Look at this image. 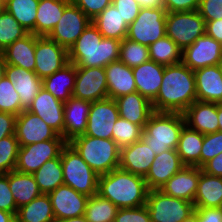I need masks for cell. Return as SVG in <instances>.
I'll list each match as a JSON object with an SVG mask.
<instances>
[{
    "instance_id": "1",
    "label": "cell",
    "mask_w": 222,
    "mask_h": 222,
    "mask_svg": "<svg viewBox=\"0 0 222 222\" xmlns=\"http://www.w3.org/2000/svg\"><path fill=\"white\" fill-rule=\"evenodd\" d=\"M196 100L194 71L182 62L165 66L162 85L151 102L153 111L183 114Z\"/></svg>"
},
{
    "instance_id": "2",
    "label": "cell",
    "mask_w": 222,
    "mask_h": 222,
    "mask_svg": "<svg viewBox=\"0 0 222 222\" xmlns=\"http://www.w3.org/2000/svg\"><path fill=\"white\" fill-rule=\"evenodd\" d=\"M121 41L105 38L91 22L68 50V59L76 67H106L119 61Z\"/></svg>"
},
{
    "instance_id": "3",
    "label": "cell",
    "mask_w": 222,
    "mask_h": 222,
    "mask_svg": "<svg viewBox=\"0 0 222 222\" xmlns=\"http://www.w3.org/2000/svg\"><path fill=\"white\" fill-rule=\"evenodd\" d=\"M148 191L144 177L120 168L99 175L97 194L110 200L118 208L145 205Z\"/></svg>"
},
{
    "instance_id": "4",
    "label": "cell",
    "mask_w": 222,
    "mask_h": 222,
    "mask_svg": "<svg viewBox=\"0 0 222 222\" xmlns=\"http://www.w3.org/2000/svg\"><path fill=\"white\" fill-rule=\"evenodd\" d=\"M186 125L181 113L153 112L144 126L142 139L156 155L177 149L180 133Z\"/></svg>"
},
{
    "instance_id": "5",
    "label": "cell",
    "mask_w": 222,
    "mask_h": 222,
    "mask_svg": "<svg viewBox=\"0 0 222 222\" xmlns=\"http://www.w3.org/2000/svg\"><path fill=\"white\" fill-rule=\"evenodd\" d=\"M68 143L98 175L119 168L120 148L113 139L95 138L83 134Z\"/></svg>"
},
{
    "instance_id": "6",
    "label": "cell",
    "mask_w": 222,
    "mask_h": 222,
    "mask_svg": "<svg viewBox=\"0 0 222 222\" xmlns=\"http://www.w3.org/2000/svg\"><path fill=\"white\" fill-rule=\"evenodd\" d=\"M60 156L64 184L88 197L97 194L99 175L69 143L62 148Z\"/></svg>"
},
{
    "instance_id": "7",
    "label": "cell",
    "mask_w": 222,
    "mask_h": 222,
    "mask_svg": "<svg viewBox=\"0 0 222 222\" xmlns=\"http://www.w3.org/2000/svg\"><path fill=\"white\" fill-rule=\"evenodd\" d=\"M167 11L163 6L141 7L138 16L128 26V39L149 46L166 36Z\"/></svg>"
},
{
    "instance_id": "8",
    "label": "cell",
    "mask_w": 222,
    "mask_h": 222,
    "mask_svg": "<svg viewBox=\"0 0 222 222\" xmlns=\"http://www.w3.org/2000/svg\"><path fill=\"white\" fill-rule=\"evenodd\" d=\"M206 22L197 10L186 12H167L166 35L181 51L192 45L205 34Z\"/></svg>"
},
{
    "instance_id": "9",
    "label": "cell",
    "mask_w": 222,
    "mask_h": 222,
    "mask_svg": "<svg viewBox=\"0 0 222 222\" xmlns=\"http://www.w3.org/2000/svg\"><path fill=\"white\" fill-rule=\"evenodd\" d=\"M145 205L151 222H181L195 211L194 203L166 195L161 190H149Z\"/></svg>"
},
{
    "instance_id": "10",
    "label": "cell",
    "mask_w": 222,
    "mask_h": 222,
    "mask_svg": "<svg viewBox=\"0 0 222 222\" xmlns=\"http://www.w3.org/2000/svg\"><path fill=\"white\" fill-rule=\"evenodd\" d=\"M66 144L64 139H50L20 146L15 170L33 174L46 161L57 158Z\"/></svg>"
},
{
    "instance_id": "11",
    "label": "cell",
    "mask_w": 222,
    "mask_h": 222,
    "mask_svg": "<svg viewBox=\"0 0 222 222\" xmlns=\"http://www.w3.org/2000/svg\"><path fill=\"white\" fill-rule=\"evenodd\" d=\"M91 22L80 8L70 2L58 24L47 37L69 50Z\"/></svg>"
},
{
    "instance_id": "12",
    "label": "cell",
    "mask_w": 222,
    "mask_h": 222,
    "mask_svg": "<svg viewBox=\"0 0 222 222\" xmlns=\"http://www.w3.org/2000/svg\"><path fill=\"white\" fill-rule=\"evenodd\" d=\"M181 62L193 71L222 64V44L205 33L182 50Z\"/></svg>"
},
{
    "instance_id": "13",
    "label": "cell",
    "mask_w": 222,
    "mask_h": 222,
    "mask_svg": "<svg viewBox=\"0 0 222 222\" xmlns=\"http://www.w3.org/2000/svg\"><path fill=\"white\" fill-rule=\"evenodd\" d=\"M72 96L88 102L108 98L104 67H76V81Z\"/></svg>"
},
{
    "instance_id": "14",
    "label": "cell",
    "mask_w": 222,
    "mask_h": 222,
    "mask_svg": "<svg viewBox=\"0 0 222 222\" xmlns=\"http://www.w3.org/2000/svg\"><path fill=\"white\" fill-rule=\"evenodd\" d=\"M117 103L112 98L92 102L84 135L112 139V130L119 118Z\"/></svg>"
},
{
    "instance_id": "15",
    "label": "cell",
    "mask_w": 222,
    "mask_h": 222,
    "mask_svg": "<svg viewBox=\"0 0 222 222\" xmlns=\"http://www.w3.org/2000/svg\"><path fill=\"white\" fill-rule=\"evenodd\" d=\"M35 58V73L41 79L69 63L68 50L44 36H36Z\"/></svg>"
},
{
    "instance_id": "16",
    "label": "cell",
    "mask_w": 222,
    "mask_h": 222,
    "mask_svg": "<svg viewBox=\"0 0 222 222\" xmlns=\"http://www.w3.org/2000/svg\"><path fill=\"white\" fill-rule=\"evenodd\" d=\"M15 135L19 146H26L50 139H63L39 116L28 110H23L16 117Z\"/></svg>"
},
{
    "instance_id": "17",
    "label": "cell",
    "mask_w": 222,
    "mask_h": 222,
    "mask_svg": "<svg viewBox=\"0 0 222 222\" xmlns=\"http://www.w3.org/2000/svg\"><path fill=\"white\" fill-rule=\"evenodd\" d=\"M55 220L74 218L85 214L88 196L78 193L66 184L58 186L48 194Z\"/></svg>"
},
{
    "instance_id": "18",
    "label": "cell",
    "mask_w": 222,
    "mask_h": 222,
    "mask_svg": "<svg viewBox=\"0 0 222 222\" xmlns=\"http://www.w3.org/2000/svg\"><path fill=\"white\" fill-rule=\"evenodd\" d=\"M27 110L39 116L63 137L64 102L55 98L44 88H41Z\"/></svg>"
},
{
    "instance_id": "19",
    "label": "cell",
    "mask_w": 222,
    "mask_h": 222,
    "mask_svg": "<svg viewBox=\"0 0 222 222\" xmlns=\"http://www.w3.org/2000/svg\"><path fill=\"white\" fill-rule=\"evenodd\" d=\"M155 156L154 151L141 138L120 149L119 168L145 178Z\"/></svg>"
},
{
    "instance_id": "20",
    "label": "cell",
    "mask_w": 222,
    "mask_h": 222,
    "mask_svg": "<svg viewBox=\"0 0 222 222\" xmlns=\"http://www.w3.org/2000/svg\"><path fill=\"white\" fill-rule=\"evenodd\" d=\"M186 166L177 149L167 150L155 156L150 170L144 178L149 190H160L179 170Z\"/></svg>"
},
{
    "instance_id": "21",
    "label": "cell",
    "mask_w": 222,
    "mask_h": 222,
    "mask_svg": "<svg viewBox=\"0 0 222 222\" xmlns=\"http://www.w3.org/2000/svg\"><path fill=\"white\" fill-rule=\"evenodd\" d=\"M183 115L186 125L203 135L219 131L218 103L196 100Z\"/></svg>"
},
{
    "instance_id": "22",
    "label": "cell",
    "mask_w": 222,
    "mask_h": 222,
    "mask_svg": "<svg viewBox=\"0 0 222 222\" xmlns=\"http://www.w3.org/2000/svg\"><path fill=\"white\" fill-rule=\"evenodd\" d=\"M5 77L14 84L22 108L27 110L42 88V79L33 71L9 64L5 67Z\"/></svg>"
},
{
    "instance_id": "23",
    "label": "cell",
    "mask_w": 222,
    "mask_h": 222,
    "mask_svg": "<svg viewBox=\"0 0 222 222\" xmlns=\"http://www.w3.org/2000/svg\"><path fill=\"white\" fill-rule=\"evenodd\" d=\"M91 104L73 96L64 103L63 139L67 143L85 133Z\"/></svg>"
},
{
    "instance_id": "24",
    "label": "cell",
    "mask_w": 222,
    "mask_h": 222,
    "mask_svg": "<svg viewBox=\"0 0 222 222\" xmlns=\"http://www.w3.org/2000/svg\"><path fill=\"white\" fill-rule=\"evenodd\" d=\"M198 101L222 103V64L194 71Z\"/></svg>"
},
{
    "instance_id": "25",
    "label": "cell",
    "mask_w": 222,
    "mask_h": 222,
    "mask_svg": "<svg viewBox=\"0 0 222 222\" xmlns=\"http://www.w3.org/2000/svg\"><path fill=\"white\" fill-rule=\"evenodd\" d=\"M201 168L184 166L160 189L166 195L194 202Z\"/></svg>"
},
{
    "instance_id": "26",
    "label": "cell",
    "mask_w": 222,
    "mask_h": 222,
    "mask_svg": "<svg viewBox=\"0 0 222 222\" xmlns=\"http://www.w3.org/2000/svg\"><path fill=\"white\" fill-rule=\"evenodd\" d=\"M165 66L148 60L132 68L137 92L152 102L162 85Z\"/></svg>"
},
{
    "instance_id": "27",
    "label": "cell",
    "mask_w": 222,
    "mask_h": 222,
    "mask_svg": "<svg viewBox=\"0 0 222 222\" xmlns=\"http://www.w3.org/2000/svg\"><path fill=\"white\" fill-rule=\"evenodd\" d=\"M108 86V98L116 99L137 91L133 71L121 61L104 67Z\"/></svg>"
},
{
    "instance_id": "28",
    "label": "cell",
    "mask_w": 222,
    "mask_h": 222,
    "mask_svg": "<svg viewBox=\"0 0 222 222\" xmlns=\"http://www.w3.org/2000/svg\"><path fill=\"white\" fill-rule=\"evenodd\" d=\"M119 116L144 129L150 115L154 112L152 103L137 91L114 99Z\"/></svg>"
},
{
    "instance_id": "29",
    "label": "cell",
    "mask_w": 222,
    "mask_h": 222,
    "mask_svg": "<svg viewBox=\"0 0 222 222\" xmlns=\"http://www.w3.org/2000/svg\"><path fill=\"white\" fill-rule=\"evenodd\" d=\"M35 47L36 35L28 33L23 38L10 44L3 51L6 63L35 72Z\"/></svg>"
},
{
    "instance_id": "30",
    "label": "cell",
    "mask_w": 222,
    "mask_h": 222,
    "mask_svg": "<svg viewBox=\"0 0 222 222\" xmlns=\"http://www.w3.org/2000/svg\"><path fill=\"white\" fill-rule=\"evenodd\" d=\"M75 81L76 66L69 62L62 69L42 79V88L65 103L72 97Z\"/></svg>"
},
{
    "instance_id": "31",
    "label": "cell",
    "mask_w": 222,
    "mask_h": 222,
    "mask_svg": "<svg viewBox=\"0 0 222 222\" xmlns=\"http://www.w3.org/2000/svg\"><path fill=\"white\" fill-rule=\"evenodd\" d=\"M70 0H39L35 35L47 37L61 19Z\"/></svg>"
},
{
    "instance_id": "32",
    "label": "cell",
    "mask_w": 222,
    "mask_h": 222,
    "mask_svg": "<svg viewBox=\"0 0 222 222\" xmlns=\"http://www.w3.org/2000/svg\"><path fill=\"white\" fill-rule=\"evenodd\" d=\"M193 203L194 207H222V177L207 174L201 169Z\"/></svg>"
},
{
    "instance_id": "33",
    "label": "cell",
    "mask_w": 222,
    "mask_h": 222,
    "mask_svg": "<svg viewBox=\"0 0 222 222\" xmlns=\"http://www.w3.org/2000/svg\"><path fill=\"white\" fill-rule=\"evenodd\" d=\"M8 179L17 208L29 204L42 194L32 174L13 170L8 173Z\"/></svg>"
},
{
    "instance_id": "34",
    "label": "cell",
    "mask_w": 222,
    "mask_h": 222,
    "mask_svg": "<svg viewBox=\"0 0 222 222\" xmlns=\"http://www.w3.org/2000/svg\"><path fill=\"white\" fill-rule=\"evenodd\" d=\"M92 23L105 38H114L122 41L127 37L129 25L123 20L113 4L98 14L92 20Z\"/></svg>"
},
{
    "instance_id": "35",
    "label": "cell",
    "mask_w": 222,
    "mask_h": 222,
    "mask_svg": "<svg viewBox=\"0 0 222 222\" xmlns=\"http://www.w3.org/2000/svg\"><path fill=\"white\" fill-rule=\"evenodd\" d=\"M204 135L185 125L180 133L177 152L186 166L200 168V152Z\"/></svg>"
},
{
    "instance_id": "36",
    "label": "cell",
    "mask_w": 222,
    "mask_h": 222,
    "mask_svg": "<svg viewBox=\"0 0 222 222\" xmlns=\"http://www.w3.org/2000/svg\"><path fill=\"white\" fill-rule=\"evenodd\" d=\"M16 222H55L53 207L48 194H41L29 204L18 208Z\"/></svg>"
},
{
    "instance_id": "37",
    "label": "cell",
    "mask_w": 222,
    "mask_h": 222,
    "mask_svg": "<svg viewBox=\"0 0 222 222\" xmlns=\"http://www.w3.org/2000/svg\"><path fill=\"white\" fill-rule=\"evenodd\" d=\"M42 194H49L64 184L61 156L46 161L32 174Z\"/></svg>"
},
{
    "instance_id": "38",
    "label": "cell",
    "mask_w": 222,
    "mask_h": 222,
    "mask_svg": "<svg viewBox=\"0 0 222 222\" xmlns=\"http://www.w3.org/2000/svg\"><path fill=\"white\" fill-rule=\"evenodd\" d=\"M39 0H8L4 10L28 32L35 35V20Z\"/></svg>"
},
{
    "instance_id": "39",
    "label": "cell",
    "mask_w": 222,
    "mask_h": 222,
    "mask_svg": "<svg viewBox=\"0 0 222 222\" xmlns=\"http://www.w3.org/2000/svg\"><path fill=\"white\" fill-rule=\"evenodd\" d=\"M150 60L164 65H175L181 62V49L167 35L148 46Z\"/></svg>"
},
{
    "instance_id": "40",
    "label": "cell",
    "mask_w": 222,
    "mask_h": 222,
    "mask_svg": "<svg viewBox=\"0 0 222 222\" xmlns=\"http://www.w3.org/2000/svg\"><path fill=\"white\" fill-rule=\"evenodd\" d=\"M118 207L99 194L88 198L85 214L88 222H114Z\"/></svg>"
},
{
    "instance_id": "41",
    "label": "cell",
    "mask_w": 222,
    "mask_h": 222,
    "mask_svg": "<svg viewBox=\"0 0 222 222\" xmlns=\"http://www.w3.org/2000/svg\"><path fill=\"white\" fill-rule=\"evenodd\" d=\"M150 60L148 46L124 38L120 44L119 61L128 67H135Z\"/></svg>"
},
{
    "instance_id": "42",
    "label": "cell",
    "mask_w": 222,
    "mask_h": 222,
    "mask_svg": "<svg viewBox=\"0 0 222 222\" xmlns=\"http://www.w3.org/2000/svg\"><path fill=\"white\" fill-rule=\"evenodd\" d=\"M143 130L141 126L119 117L113 126L112 139L121 149L140 140L143 135Z\"/></svg>"
},
{
    "instance_id": "43",
    "label": "cell",
    "mask_w": 222,
    "mask_h": 222,
    "mask_svg": "<svg viewBox=\"0 0 222 222\" xmlns=\"http://www.w3.org/2000/svg\"><path fill=\"white\" fill-rule=\"evenodd\" d=\"M28 32L6 10L0 13V51L26 36Z\"/></svg>"
},
{
    "instance_id": "44",
    "label": "cell",
    "mask_w": 222,
    "mask_h": 222,
    "mask_svg": "<svg viewBox=\"0 0 222 222\" xmlns=\"http://www.w3.org/2000/svg\"><path fill=\"white\" fill-rule=\"evenodd\" d=\"M19 147L16 135L0 140V174H7L15 170Z\"/></svg>"
},
{
    "instance_id": "45",
    "label": "cell",
    "mask_w": 222,
    "mask_h": 222,
    "mask_svg": "<svg viewBox=\"0 0 222 222\" xmlns=\"http://www.w3.org/2000/svg\"><path fill=\"white\" fill-rule=\"evenodd\" d=\"M23 110L14 84L3 77L0 80V111L18 116Z\"/></svg>"
},
{
    "instance_id": "46",
    "label": "cell",
    "mask_w": 222,
    "mask_h": 222,
    "mask_svg": "<svg viewBox=\"0 0 222 222\" xmlns=\"http://www.w3.org/2000/svg\"><path fill=\"white\" fill-rule=\"evenodd\" d=\"M220 153H222V132L205 134L200 152V168Z\"/></svg>"
},
{
    "instance_id": "47",
    "label": "cell",
    "mask_w": 222,
    "mask_h": 222,
    "mask_svg": "<svg viewBox=\"0 0 222 222\" xmlns=\"http://www.w3.org/2000/svg\"><path fill=\"white\" fill-rule=\"evenodd\" d=\"M114 222H151L146 205L135 208H119Z\"/></svg>"
},
{
    "instance_id": "48",
    "label": "cell",
    "mask_w": 222,
    "mask_h": 222,
    "mask_svg": "<svg viewBox=\"0 0 222 222\" xmlns=\"http://www.w3.org/2000/svg\"><path fill=\"white\" fill-rule=\"evenodd\" d=\"M0 210L13 213L15 216L18 211L12 192L9 188L8 173L0 174Z\"/></svg>"
},
{
    "instance_id": "49",
    "label": "cell",
    "mask_w": 222,
    "mask_h": 222,
    "mask_svg": "<svg viewBox=\"0 0 222 222\" xmlns=\"http://www.w3.org/2000/svg\"><path fill=\"white\" fill-rule=\"evenodd\" d=\"M112 4L128 25L135 20L141 9L137 0H112Z\"/></svg>"
},
{
    "instance_id": "50",
    "label": "cell",
    "mask_w": 222,
    "mask_h": 222,
    "mask_svg": "<svg viewBox=\"0 0 222 222\" xmlns=\"http://www.w3.org/2000/svg\"><path fill=\"white\" fill-rule=\"evenodd\" d=\"M70 2L80 8L91 21L112 4V0H70Z\"/></svg>"
},
{
    "instance_id": "51",
    "label": "cell",
    "mask_w": 222,
    "mask_h": 222,
    "mask_svg": "<svg viewBox=\"0 0 222 222\" xmlns=\"http://www.w3.org/2000/svg\"><path fill=\"white\" fill-rule=\"evenodd\" d=\"M205 22L222 19V0H200L198 10Z\"/></svg>"
},
{
    "instance_id": "52",
    "label": "cell",
    "mask_w": 222,
    "mask_h": 222,
    "mask_svg": "<svg viewBox=\"0 0 222 222\" xmlns=\"http://www.w3.org/2000/svg\"><path fill=\"white\" fill-rule=\"evenodd\" d=\"M200 0H162L167 12H186L198 10Z\"/></svg>"
},
{
    "instance_id": "53",
    "label": "cell",
    "mask_w": 222,
    "mask_h": 222,
    "mask_svg": "<svg viewBox=\"0 0 222 222\" xmlns=\"http://www.w3.org/2000/svg\"><path fill=\"white\" fill-rule=\"evenodd\" d=\"M16 115L0 111V140L15 135Z\"/></svg>"
},
{
    "instance_id": "54",
    "label": "cell",
    "mask_w": 222,
    "mask_h": 222,
    "mask_svg": "<svg viewBox=\"0 0 222 222\" xmlns=\"http://www.w3.org/2000/svg\"><path fill=\"white\" fill-rule=\"evenodd\" d=\"M198 222H222V207H195Z\"/></svg>"
},
{
    "instance_id": "55",
    "label": "cell",
    "mask_w": 222,
    "mask_h": 222,
    "mask_svg": "<svg viewBox=\"0 0 222 222\" xmlns=\"http://www.w3.org/2000/svg\"><path fill=\"white\" fill-rule=\"evenodd\" d=\"M201 169L207 174L222 177V153L206 162Z\"/></svg>"
},
{
    "instance_id": "56",
    "label": "cell",
    "mask_w": 222,
    "mask_h": 222,
    "mask_svg": "<svg viewBox=\"0 0 222 222\" xmlns=\"http://www.w3.org/2000/svg\"><path fill=\"white\" fill-rule=\"evenodd\" d=\"M205 33L222 44V19L206 22Z\"/></svg>"
},
{
    "instance_id": "57",
    "label": "cell",
    "mask_w": 222,
    "mask_h": 222,
    "mask_svg": "<svg viewBox=\"0 0 222 222\" xmlns=\"http://www.w3.org/2000/svg\"><path fill=\"white\" fill-rule=\"evenodd\" d=\"M141 7H159L162 6V0H137Z\"/></svg>"
},
{
    "instance_id": "58",
    "label": "cell",
    "mask_w": 222,
    "mask_h": 222,
    "mask_svg": "<svg viewBox=\"0 0 222 222\" xmlns=\"http://www.w3.org/2000/svg\"><path fill=\"white\" fill-rule=\"evenodd\" d=\"M16 220L13 213L0 210V222H14Z\"/></svg>"
},
{
    "instance_id": "59",
    "label": "cell",
    "mask_w": 222,
    "mask_h": 222,
    "mask_svg": "<svg viewBox=\"0 0 222 222\" xmlns=\"http://www.w3.org/2000/svg\"><path fill=\"white\" fill-rule=\"evenodd\" d=\"M6 64L4 53L0 51V80L5 77Z\"/></svg>"
},
{
    "instance_id": "60",
    "label": "cell",
    "mask_w": 222,
    "mask_h": 222,
    "mask_svg": "<svg viewBox=\"0 0 222 222\" xmlns=\"http://www.w3.org/2000/svg\"><path fill=\"white\" fill-rule=\"evenodd\" d=\"M55 222H88L86 217L84 215L74 217V218H68L63 220H56Z\"/></svg>"
},
{
    "instance_id": "61",
    "label": "cell",
    "mask_w": 222,
    "mask_h": 222,
    "mask_svg": "<svg viewBox=\"0 0 222 222\" xmlns=\"http://www.w3.org/2000/svg\"><path fill=\"white\" fill-rule=\"evenodd\" d=\"M218 123L219 131L222 132V103H218Z\"/></svg>"
},
{
    "instance_id": "62",
    "label": "cell",
    "mask_w": 222,
    "mask_h": 222,
    "mask_svg": "<svg viewBox=\"0 0 222 222\" xmlns=\"http://www.w3.org/2000/svg\"><path fill=\"white\" fill-rule=\"evenodd\" d=\"M181 222H198L196 211H194L191 215H189L187 218H185Z\"/></svg>"
},
{
    "instance_id": "63",
    "label": "cell",
    "mask_w": 222,
    "mask_h": 222,
    "mask_svg": "<svg viewBox=\"0 0 222 222\" xmlns=\"http://www.w3.org/2000/svg\"><path fill=\"white\" fill-rule=\"evenodd\" d=\"M4 10V5L0 2V13Z\"/></svg>"
},
{
    "instance_id": "64",
    "label": "cell",
    "mask_w": 222,
    "mask_h": 222,
    "mask_svg": "<svg viewBox=\"0 0 222 222\" xmlns=\"http://www.w3.org/2000/svg\"><path fill=\"white\" fill-rule=\"evenodd\" d=\"M0 2H1L3 5H5V4L8 2V0H0Z\"/></svg>"
}]
</instances>
